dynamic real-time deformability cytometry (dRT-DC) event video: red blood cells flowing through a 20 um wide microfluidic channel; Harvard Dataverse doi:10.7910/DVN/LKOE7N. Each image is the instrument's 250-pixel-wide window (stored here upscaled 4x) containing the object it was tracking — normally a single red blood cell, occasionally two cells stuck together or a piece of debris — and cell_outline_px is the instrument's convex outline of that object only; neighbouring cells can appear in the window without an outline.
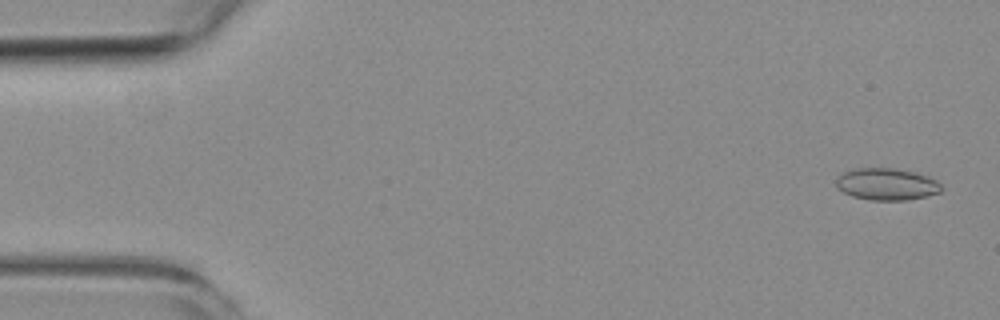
{"species": "common noctule bat (a hibernating species)", "species_latin": "Nyctalus noctula", "temperature_condition": "room temperature", "stored_images_in_passage": 5, "camera_frame_rate_fps": 3000, "um_per_image_px": 0.085, "animal": {"sex": "female", "body_mass_g": 19.3, "forearm_length_mm": 54.1}, "frame": {"image": 1, "passage_image": 1, "time_ms": 0.0, "image_size_px": [1000, 320], "cell_outline_px": [[944, 188], [940, 192], [908, 200], [868, 200], [852, 196], [836, 188], [836, 176], [844, 172], [856, 168], [896, 168], [916, 172], [928, 176], [936, 180]], "centroid_in_image_um": [75.35, 15.65], "position_along_channel_um": 9.6, "area_um2": 19.77}}
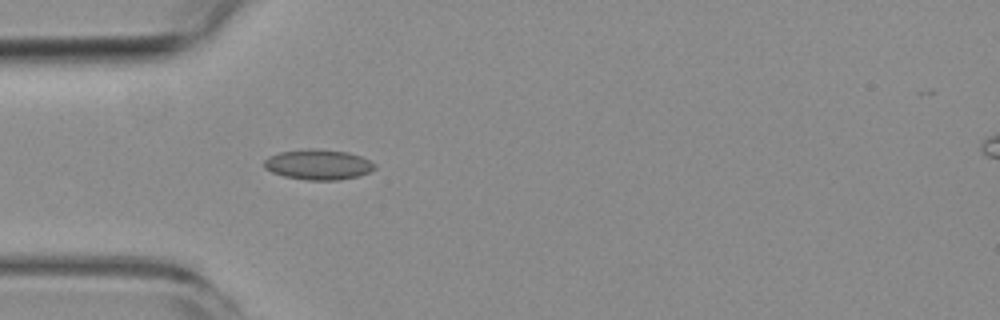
{"frame": {"image": 2, "passage_image": 5, "time_ms": 4.667, "image_size_px": [1000, 320], "cell_outline_px": [[376, 168], [368, 172], [356, 176], [336, 180], [308, 180], [284, 176], [272, 172], [264, 168], [264, 160], [268, 156], [280, 152], [308, 148], [316, 148], [348, 152], [360, 156], [376, 164]], "centroid_in_image_um": [27.02, 13.97], "position_along_channel_um": 58.0, "area_um2": 19.48}}